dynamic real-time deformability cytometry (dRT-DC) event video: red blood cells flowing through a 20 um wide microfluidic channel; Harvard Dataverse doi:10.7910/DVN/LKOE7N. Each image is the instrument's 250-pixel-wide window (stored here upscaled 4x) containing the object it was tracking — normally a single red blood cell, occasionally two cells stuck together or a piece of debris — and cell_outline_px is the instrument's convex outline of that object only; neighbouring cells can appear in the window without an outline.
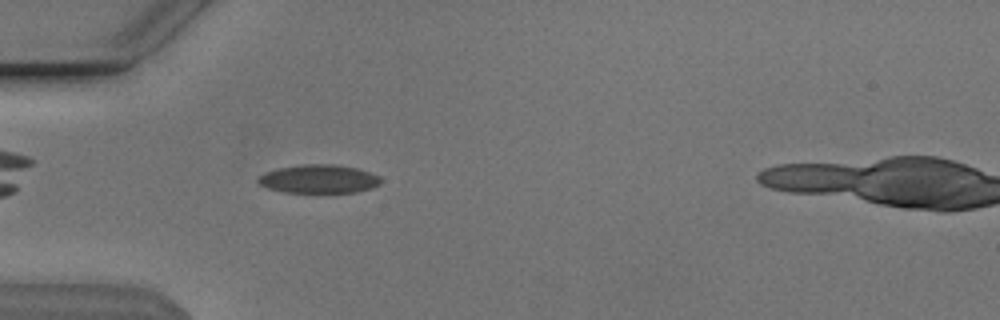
{"species": "Egyptian fruit bat (a non-hibernating species)", "species_latin": "Rousettus aegyptiacus", "temperature_condition": "cold", "stored_images_in_passage": 8, "camera_frame_rate_fps": 3000, "um_per_image_px": 0.085, "animal": {"sex": "male"}, "frame": {"image": 1, "passage_image": 4, "time_ms": 1.0, "image_size_px": [1000, 320], "cell_outline_px": [[380, 184], [372, 188], [356, 192], [284, 192], [268, 188], [260, 184], [256, 180], [260, 176], [268, 172], [280, 168], [304, 164], [332, 164], [356, 168], [380, 176]], "centroid_in_image_um": [27.12, 15.21], "position_along_channel_um": 57.9, "area_um2": 20.06}}